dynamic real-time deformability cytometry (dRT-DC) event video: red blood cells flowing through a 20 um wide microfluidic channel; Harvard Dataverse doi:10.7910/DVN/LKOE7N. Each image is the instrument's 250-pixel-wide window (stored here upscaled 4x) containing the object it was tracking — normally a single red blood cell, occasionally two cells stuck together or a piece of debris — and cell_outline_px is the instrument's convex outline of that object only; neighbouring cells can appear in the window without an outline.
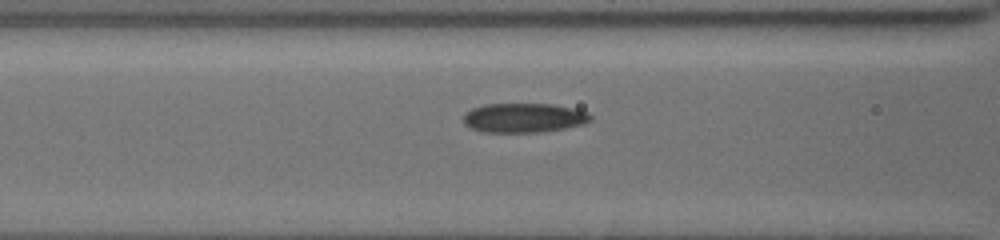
{"species": "common noctule bat (a hibernating species)", "species_latin": "Nyctalus noctula", "temperature_condition": "cold", "stored_images_in_passage": 8, "camera_frame_rate_fps": 3000, "um_per_image_px": 0.085, "animal": {"sex": "female", "body_mass_g": 19.5, "forearm_length_mm": 54.1}, "frame": {"image": 1, "passage_image": 7, "time_ms": 3.667, "image_size_px": [1000, 240], "cell_outline_px": [[592, 120], [584, 124], [564, 128], [540, 132], [484, 132], [472, 128], [464, 124], [464, 112], [472, 108], [484, 104], [552, 104], [572, 108], [588, 112], [592, 116]], "centroid_in_image_um": [44.53, 10.01], "position_along_channel_um": 122.1, "area_um2": 21.79}}